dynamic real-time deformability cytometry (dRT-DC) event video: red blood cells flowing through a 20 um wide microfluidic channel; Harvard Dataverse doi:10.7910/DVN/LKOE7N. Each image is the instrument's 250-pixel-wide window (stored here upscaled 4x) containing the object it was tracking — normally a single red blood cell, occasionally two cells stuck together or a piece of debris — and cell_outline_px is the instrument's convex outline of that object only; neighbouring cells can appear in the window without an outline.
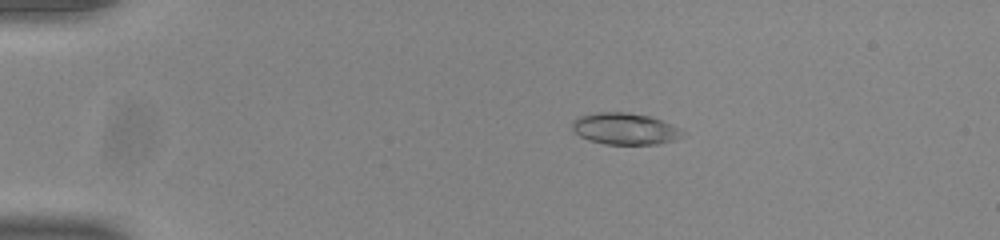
{"species": "common noctule bat (a hibernating species)", "species_latin": "Nyctalus noctula", "temperature_condition": "room temperature", "stored_images_in_passage": 54, "camera_frame_rate_fps": 3000, "um_per_image_px": 0.085, "animal": {"sex": "male", "body_mass_g": 20.0, "forearm_length_mm": 53.3}, "frame": {"image": 1, "passage_image": 12, "time_ms": 3.667, "image_size_px": [1000, 240], "cell_outline_px": [[684, 132], [680, 136], [672, 140], [656, 144], [604, 144], [588, 140], [580, 136], [572, 128], [572, 120], [580, 116], [596, 112], [624, 112], [648, 116], [660, 120], [680, 128]], "centroid_in_image_um": [53.06, 10.94], "position_along_channel_um": 31.9, "area_um2": 20.06}}
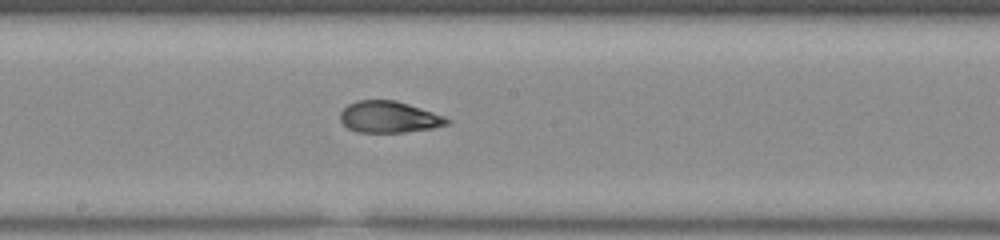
{"frame": {"image": 2, "passage_image": 31, "time_ms": 10.0, "image_size_px": [1000, 240], "cell_outline_px": [[452, 120], [448, 124], [432, 128], [404, 132], [356, 132], [348, 128], [340, 120], [340, 112], [348, 104], [356, 100], [396, 100], [444, 116]], "centroid_in_image_um": [33.04, 9.94], "position_along_channel_um": 215.2, "area_um2": 19.54}}
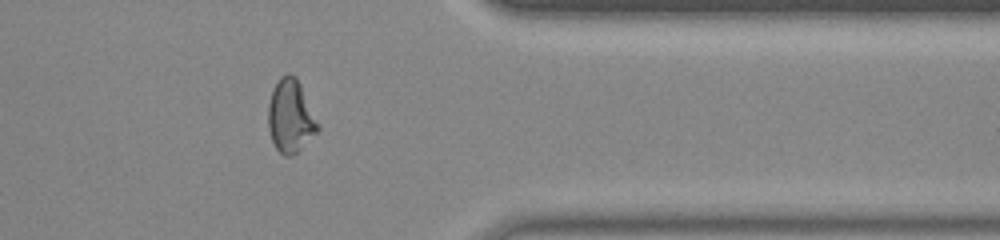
{"frame": {"image": 3, "passage_image": 45, "time_ms": 14.667, "image_size_px": [1000, 240], "cell_outline_px": [[320, 128], [292, 156], [284, 156], [276, 148], [272, 140], [268, 128], [268, 104], [272, 88], [280, 76], [288, 72], [296, 76], [320, 124]], "centroid_in_image_um": [24.68, 9.84], "position_along_channel_um": 386.7, "area_um2": 21.15}, "authors_computed_cell_mechanics": {"area_um2": 20.3745, "velocity_mm_per_s": 3.9025, "shape_relaxation_time_tau1_ms": 9.456, "shape_relaxation_time_tau2_ms": null, "deformation_change_tau1": 0.3463, "deformation_change_tau2": null}}